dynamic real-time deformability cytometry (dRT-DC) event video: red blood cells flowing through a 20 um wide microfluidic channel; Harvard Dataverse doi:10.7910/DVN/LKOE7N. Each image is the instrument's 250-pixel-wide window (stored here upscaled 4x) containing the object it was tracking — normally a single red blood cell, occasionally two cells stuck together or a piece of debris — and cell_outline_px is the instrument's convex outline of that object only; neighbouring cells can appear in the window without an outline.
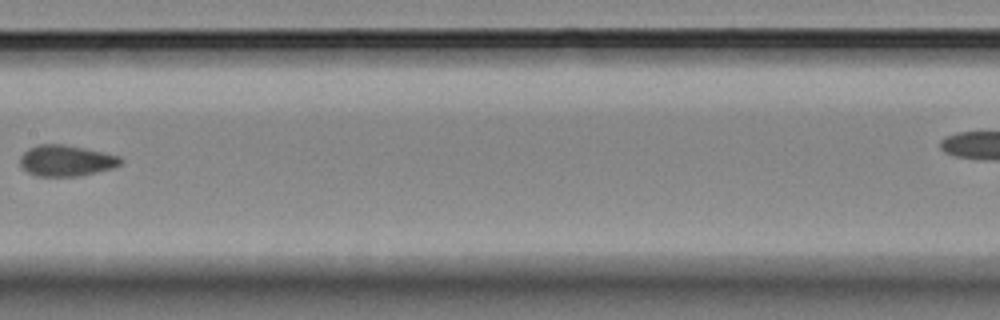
{"species": "Egyptian fruit bat (a non-hibernating species)", "species_latin": "Rousettus aegyptiacus", "temperature_condition": "room temperature", "stored_images_in_passage": 6, "camera_frame_rate_fps": 3000, "um_per_image_px": 0.085, "animal": {"sex": "female"}, "frame": {"image": 1, "passage_image": 6, "time_ms": 6.667, "image_size_px": [1000, 320], "cell_outline_px": [[124, 160], [120, 164], [112, 168], [80, 176], [36, 176], [28, 172], [20, 164], [20, 156], [28, 148], [40, 144], [64, 144], [84, 148], [120, 156]], "centroid_in_image_um": [5.62, 13.65], "position_along_channel_um": 201.8, "area_um2": 18.15}}